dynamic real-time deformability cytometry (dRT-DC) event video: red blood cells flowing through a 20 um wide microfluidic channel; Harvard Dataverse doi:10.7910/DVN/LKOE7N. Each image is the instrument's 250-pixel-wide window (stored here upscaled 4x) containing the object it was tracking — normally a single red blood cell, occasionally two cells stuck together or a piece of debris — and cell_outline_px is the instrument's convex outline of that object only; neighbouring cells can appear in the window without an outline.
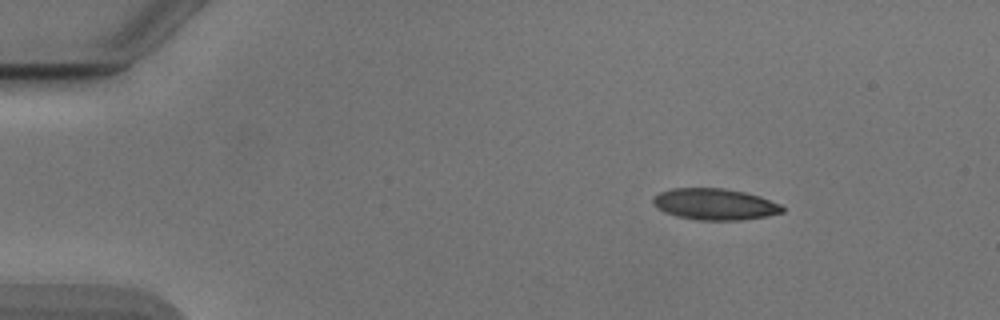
{"species": "Egyptian fruit bat (a non-hibernating species)", "species_latin": "Rousettus aegyptiacus", "temperature_condition": "cold", "stored_images_in_passage": 46, "camera_frame_rate_fps": 3000, "um_per_image_px": 0.085, "animal": {"sex": "male"}, "frame": {"image": 1, "passage_image": 1, "time_ms": 0.0, "image_size_px": [1000, 320], "cell_outline_px": [[784, 212], [768, 216], [740, 220], [700, 220], [676, 216], [664, 212], [652, 204], [652, 196], [660, 192], [672, 188], [724, 188], [744, 192], [760, 196], [780, 204], [784, 208]], "centroid_in_image_um": [60.74, 17.35], "position_along_channel_um": 24.3, "area_um2": 23.76}}
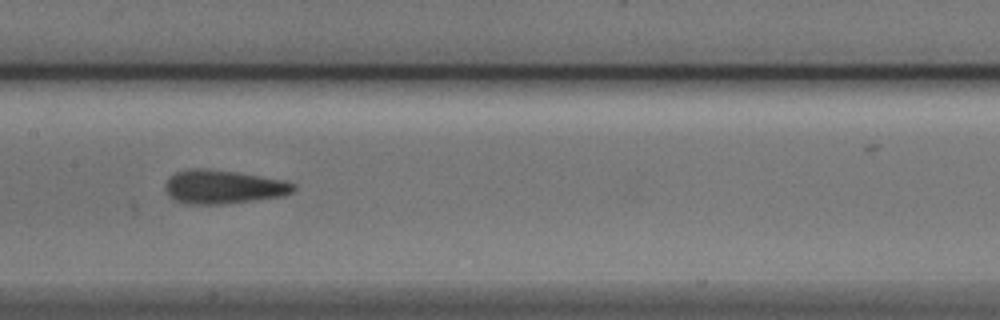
{"frame": {"image": 2, "passage_image": 20, "time_ms": 6.333, "image_size_px": [1000, 320], "cell_outline_px": [[296, 188], [292, 192], [284, 196], [224, 204], [188, 204], [176, 200], [168, 196], [164, 188], [164, 184], [168, 176], [176, 172], [192, 168], [200, 168], [236, 172], [284, 180], [296, 184]], "centroid_in_image_um": [18.95, 15.89], "position_along_channel_um": 188.4, "area_um2": 25.32}}
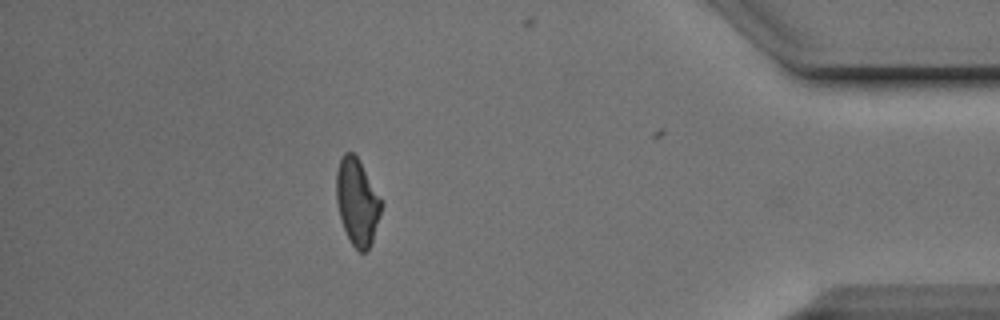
{"frame": {"image": 3, "passage_image": 40, "time_ms": 13.0, "image_size_px": [1000, 320], "cell_outline_px": [[380, 212], [372, 244], [364, 252], [360, 252], [352, 244], [344, 228], [340, 216], [336, 200], [336, 172], [340, 160], [344, 152], [352, 152], [356, 156], [380, 200]], "centroid_in_image_um": [30.32, 17.18], "position_along_channel_um": 404.9, "area_um2": 21.79}, "authors_computed_cell_mechanics": {"area_um2": 24.1315, "velocity_mm_per_s": 3.8986, "shape_relaxation_time_tau1_ms": 8.3274, "shape_relaxation_time_tau2_ms": 1.7229, "deformation_change_tau1": 0.188, "deformation_change_tau2": 0.0847}}